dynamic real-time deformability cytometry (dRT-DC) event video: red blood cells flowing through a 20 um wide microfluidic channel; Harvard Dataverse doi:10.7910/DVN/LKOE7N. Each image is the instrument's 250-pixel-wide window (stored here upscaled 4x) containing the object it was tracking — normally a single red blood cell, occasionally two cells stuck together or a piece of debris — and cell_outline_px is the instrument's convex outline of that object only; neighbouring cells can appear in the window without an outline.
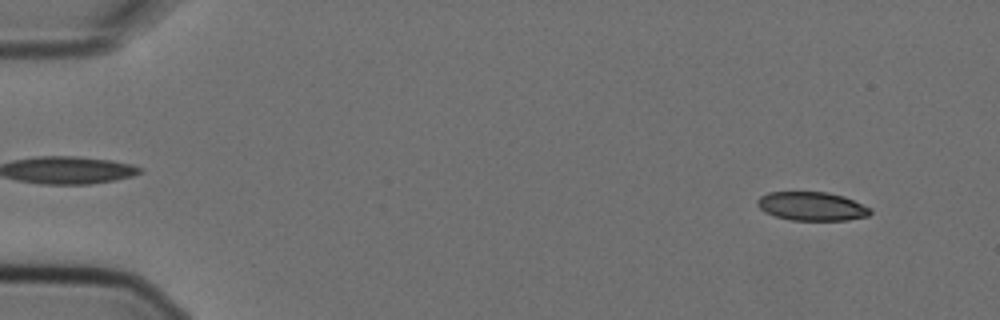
{"species": "Egyptian fruit bat (a non-hibernating species)", "species_latin": "Rousettus aegyptiacus", "temperature_condition": "cold", "stored_images_in_passage": 4, "camera_frame_rate_fps": 3000, "um_per_image_px": 0.085, "animal": {"sex": "female"}, "frame": {"image": 1, "passage_image": 1, "time_ms": 0.0, "image_size_px": [1000, 320], "cell_outline_px": [[872, 212], [868, 216], [848, 220], [792, 220], [776, 216], [764, 212], [756, 204], [756, 200], [760, 196], [768, 192], [828, 192], [844, 196], [872, 208]], "centroid_in_image_um": [69.01, 17.53], "position_along_channel_um": 16.0, "area_um2": 19.02}}
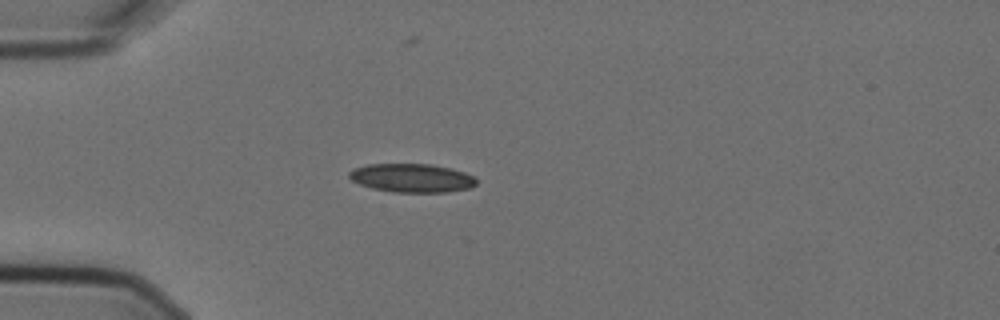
{"frame": {"image": 2, "passage_image": 4, "time_ms": 1.0, "image_size_px": [1000, 320], "cell_outline_px": [[476, 184], [468, 188], [448, 192], [392, 192], [372, 188], [360, 184], [352, 180], [348, 176], [348, 172], [352, 168], [368, 164], [432, 164], [452, 168], [464, 172], [472, 176], [476, 180]], "centroid_in_image_um": [34.97, 15.12], "position_along_channel_um": 50.0, "area_um2": 21.27}}